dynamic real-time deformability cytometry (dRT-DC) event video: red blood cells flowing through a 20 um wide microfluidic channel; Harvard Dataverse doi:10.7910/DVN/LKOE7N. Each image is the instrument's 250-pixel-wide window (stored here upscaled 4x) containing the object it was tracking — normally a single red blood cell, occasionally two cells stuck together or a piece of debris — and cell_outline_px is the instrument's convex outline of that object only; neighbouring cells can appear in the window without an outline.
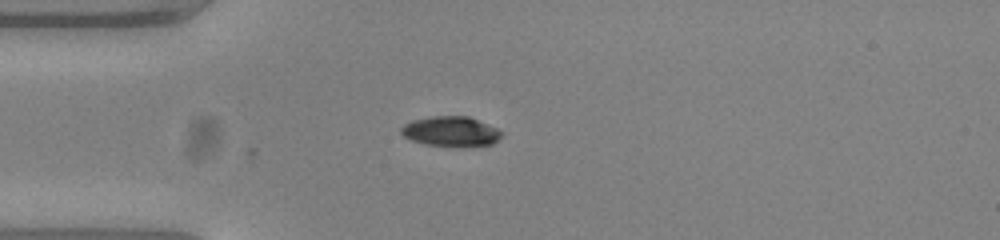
{"species": "common noctule bat (a hibernating species)", "species_latin": "Nyctalus noctula", "temperature_condition": "warm", "stored_images_in_passage": 4, "camera_frame_rate_fps": 3000, "um_per_image_px": 0.085, "animal": {"sex": "female", "body_mass_g": 23.0, "forearm_length_mm": 53.4}, "frame": {"image": 1, "passage_image": 4, "time_ms": 1.0, "image_size_px": [1000, 240], "cell_outline_px": [[504, 132], [492, 144], [424, 144], [412, 140], [404, 136], [400, 132], [400, 128], [404, 124], [412, 120], [432, 116], [468, 116], [496, 128]], "centroid_in_image_um": [38.27, 11.12], "position_along_channel_um": 46.7, "area_um2": 16.76}}